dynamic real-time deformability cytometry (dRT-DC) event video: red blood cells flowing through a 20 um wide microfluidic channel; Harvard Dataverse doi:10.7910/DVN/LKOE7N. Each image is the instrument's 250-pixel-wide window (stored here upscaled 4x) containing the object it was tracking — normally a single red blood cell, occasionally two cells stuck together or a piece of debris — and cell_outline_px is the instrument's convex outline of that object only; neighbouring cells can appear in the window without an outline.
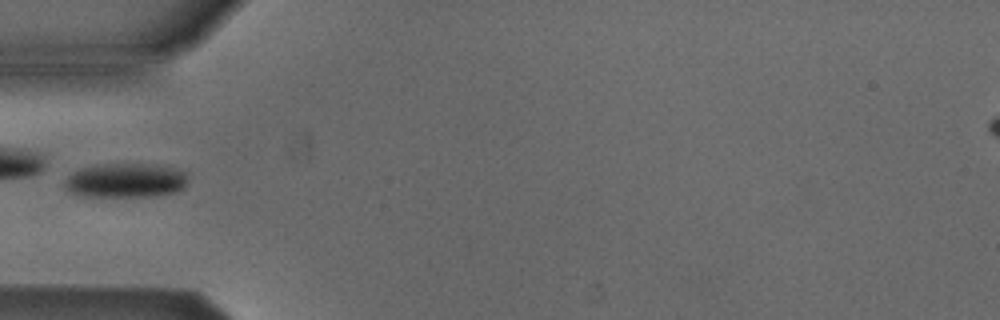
{"species": "Egyptian fruit bat (a non-hibernating species)", "species_latin": "Rousettus aegyptiacus", "temperature_condition": "cold", "stored_images_in_passage": 16, "camera_frame_rate_fps": 3000, "um_per_image_px": 0.085, "animal": {"sex": "male"}, "frame": {"image": 1, "passage_image": 1, "time_ms": 0.0, "image_size_px": [1000, 320], "cell_outline_px": [[184, 184], [180, 188], [172, 192], [148, 196], [88, 196], [72, 192], [64, 184], [68, 176], [80, 168], [104, 164], [140, 164], [172, 168], [184, 172]], "centroid_in_image_um": [10.6, 15.33], "position_along_channel_um": 74.4, "area_um2": 23.58}}
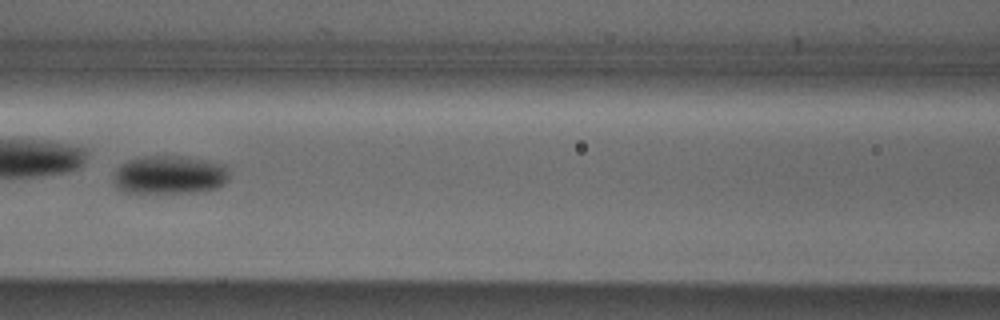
{"frame": {"image": 2, "passage_image": 7, "time_ms": 2.0, "image_size_px": [1000, 320], "cell_outline_px": [[228, 180], [224, 184], [216, 188], [196, 192], [140, 196], [116, 188], [112, 184], [112, 176], [116, 168], [120, 164], [128, 160], [144, 156], [176, 156], [204, 160], [224, 164], [228, 168]], "centroid_in_image_um": [14.32, 14.92], "position_along_channel_um": 152.3, "area_um2": 26.99}}
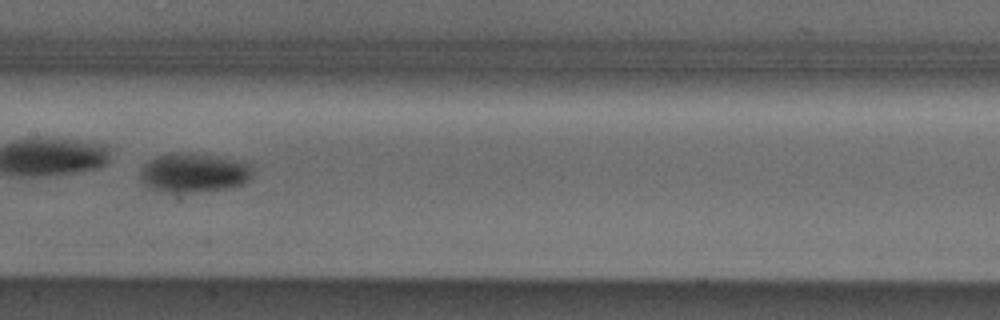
{"frame": {"image": 3, "passage_image": 10, "time_ms": 3.0, "image_size_px": [1000, 320], "cell_outline_px": [[252, 172], [248, 180], [244, 184], [228, 188], [192, 192], [168, 192], [156, 188], [148, 184], [140, 176], [140, 172], [144, 164], [148, 160], [156, 156], [168, 152], [188, 152], [216, 156], [248, 164]], "centroid_in_image_um": [16.46, 14.66], "position_along_channel_um": 190.9, "area_um2": 25.2}}